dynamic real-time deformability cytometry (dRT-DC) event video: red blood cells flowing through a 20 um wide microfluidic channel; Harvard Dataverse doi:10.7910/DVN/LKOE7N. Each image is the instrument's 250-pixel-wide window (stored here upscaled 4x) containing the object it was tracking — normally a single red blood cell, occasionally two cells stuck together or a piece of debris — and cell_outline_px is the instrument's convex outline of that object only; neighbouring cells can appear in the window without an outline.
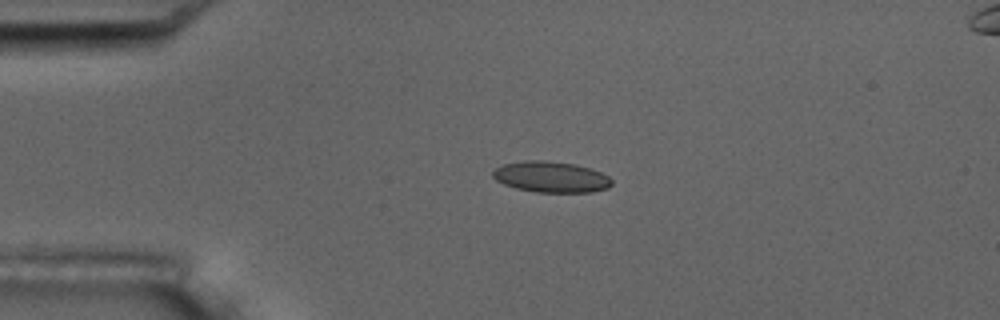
{"species": "common noctule bat (a hibernating species)", "species_latin": "Nyctalus noctula", "temperature_condition": "room temperature", "stored_images_in_passage": 2, "camera_frame_rate_fps": 3000, "um_per_image_px": 0.085, "animal": {"sex": "male", "body_mass_g": 17.5, "forearm_length_mm": 52.3}, "frame": {"image": 1, "passage_image": 1, "time_ms": 0.0, "image_size_px": [1000, 320], "cell_outline_px": [[612, 184], [608, 188], [592, 192], [536, 192], [516, 188], [504, 184], [496, 180], [492, 176], [492, 172], [496, 168], [504, 164], [524, 160], [540, 160], [576, 164], [592, 168], [608, 176], [612, 180]], "centroid_in_image_um": [46.85, 15.04], "position_along_channel_um": 38.1, "area_um2": 21.5}}